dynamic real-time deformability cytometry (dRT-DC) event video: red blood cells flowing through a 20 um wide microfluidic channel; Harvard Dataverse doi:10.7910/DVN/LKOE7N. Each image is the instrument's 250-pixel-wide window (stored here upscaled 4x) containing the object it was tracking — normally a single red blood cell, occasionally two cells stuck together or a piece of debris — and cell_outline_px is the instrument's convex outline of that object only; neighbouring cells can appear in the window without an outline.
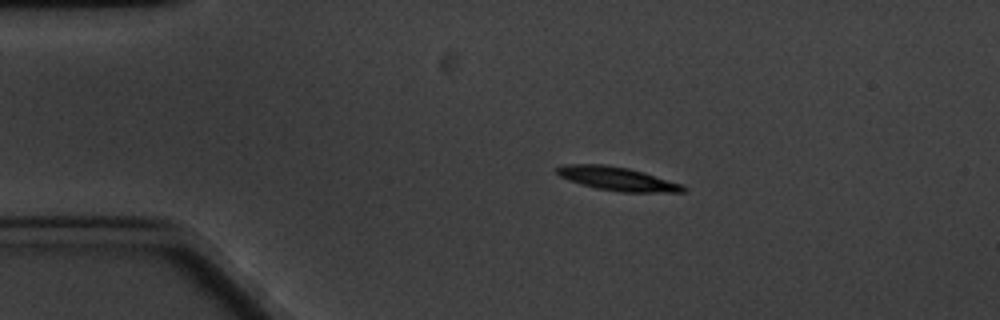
{"species": "common noctule bat (a hibernating species)", "species_latin": "Nyctalus noctula", "temperature_condition": "cold", "stored_images_in_passage": 51, "camera_frame_rate_fps": 3000, "um_per_image_px": 0.085, "animal": {"sex": "male", "body_mass_g": 20.1, "forearm_length_mm": 53.5}, "frame": {"image": 1, "passage_image": 1, "time_ms": 0.0, "image_size_px": [1000, 320], "cell_outline_px": [[688, 188], [684, 192], [620, 192], [596, 188], [580, 184], [568, 180], [560, 176], [556, 172], [556, 168], [564, 164], [604, 164], [628, 168], [644, 172], [684, 184]], "centroid_in_image_um": [52.51, 15.19], "position_along_channel_um": 32.5, "area_um2": 17.57}}
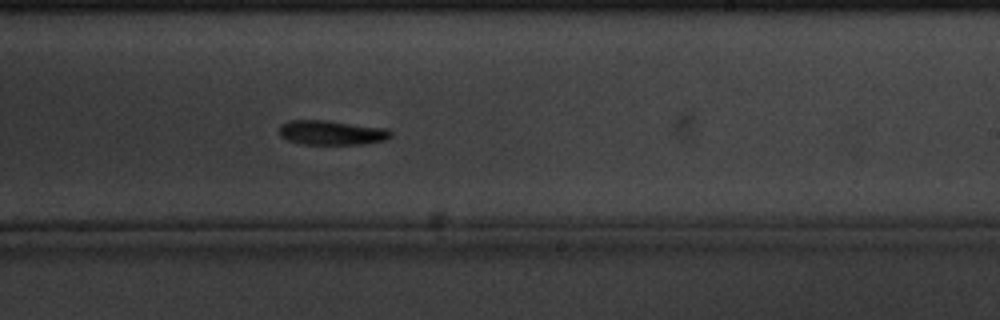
{"frame": {"image": 2, "passage_image": 26, "time_ms": 8.333, "image_size_px": [1000, 320], "cell_outline_px": [[392, 136], [388, 140], [368, 144], [304, 144], [288, 140], [280, 136], [280, 128], [288, 120], [324, 120], [388, 128], [392, 132]], "centroid_in_image_um": [28.27, 11.28], "position_along_channel_um": 260.7, "area_um2": 16.01}}
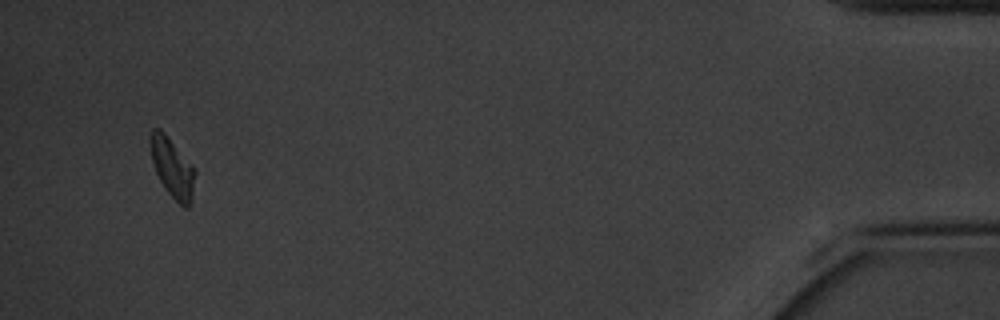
{"frame": {"image": 3, "passage_image": 48, "time_ms": 15.667, "image_size_px": [1000, 320], "cell_outline_px": [[196, 172], [192, 200], [188, 208], [184, 208], [164, 188], [156, 172], [152, 160], [148, 140], [148, 136], [152, 128], [160, 128], [164, 132], [192, 164]], "centroid_in_image_um": [14.64, 14.23], "position_along_channel_um": 420.6, "area_um2": 15.66}, "authors_computed_cell_mechanics": {"area_um2": 16.2418, "velocity_mm_per_s": 3.2324, "shape_relaxation_time_tau1_ms": 2.4548, "shape_relaxation_time_tau2_ms": null, "deformation_change_tau1": 0.1144, "deformation_change_tau2": null}}